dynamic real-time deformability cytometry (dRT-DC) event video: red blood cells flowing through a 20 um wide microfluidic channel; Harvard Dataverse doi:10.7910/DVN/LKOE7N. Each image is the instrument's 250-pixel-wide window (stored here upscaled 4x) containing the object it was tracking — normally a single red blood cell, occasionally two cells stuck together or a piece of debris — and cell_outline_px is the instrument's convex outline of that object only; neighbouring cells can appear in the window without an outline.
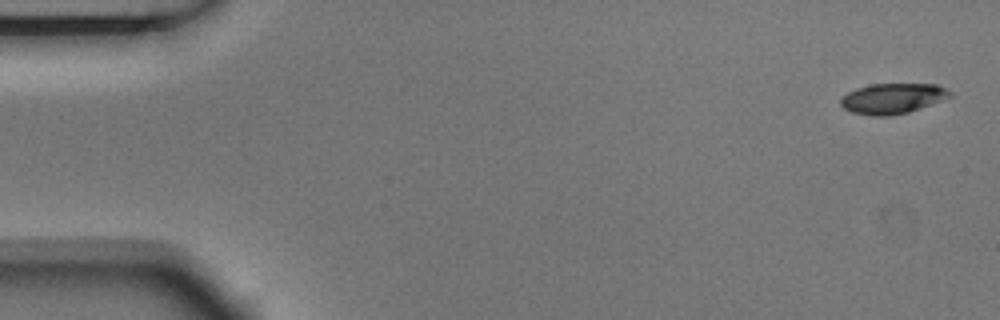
{"species": "Egyptian fruit bat (a non-hibernating species)", "species_latin": "Rousettus aegyptiacus", "temperature_condition": "room temperature", "stored_images_in_passage": 4, "camera_frame_rate_fps": 3000, "um_per_image_px": 0.085, "animal": {"sex": "male"}, "frame": {"image": 1, "passage_image": 1, "time_ms": 0.0, "image_size_px": [1000, 320], "cell_outline_px": [[952, 96], [920, 108], [908, 112], [892, 116], [872, 116], [852, 112], [844, 108], [840, 104], [840, 100], [848, 92], [856, 88], [872, 84], [936, 84], [952, 92]], "centroid_in_image_um": [75.86, 8.37], "position_along_channel_um": 9.1, "area_um2": 19.25}}
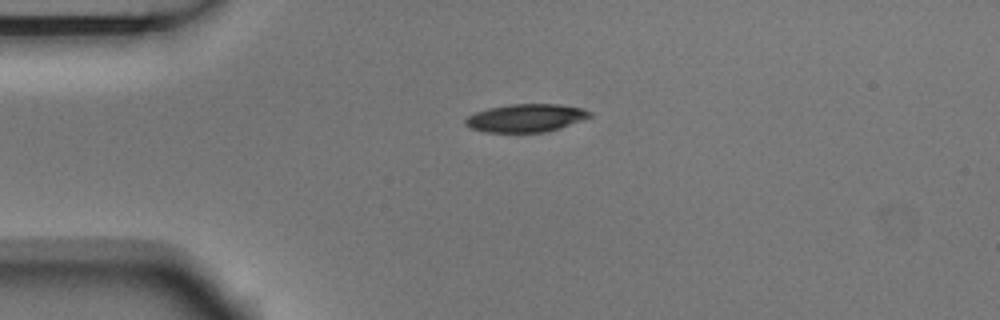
{"frame": {"image": 2, "passage_image": 4, "time_ms": 1.0, "image_size_px": [1000, 320], "cell_outline_px": [[592, 116], [560, 128], [544, 132], [484, 132], [472, 128], [464, 124], [464, 120], [468, 116], [476, 112], [488, 108], [512, 104], [556, 104], [580, 108], [592, 112]], "centroid_in_image_um": [44.68, 10.03], "position_along_channel_um": 40.3, "area_um2": 20.11}}